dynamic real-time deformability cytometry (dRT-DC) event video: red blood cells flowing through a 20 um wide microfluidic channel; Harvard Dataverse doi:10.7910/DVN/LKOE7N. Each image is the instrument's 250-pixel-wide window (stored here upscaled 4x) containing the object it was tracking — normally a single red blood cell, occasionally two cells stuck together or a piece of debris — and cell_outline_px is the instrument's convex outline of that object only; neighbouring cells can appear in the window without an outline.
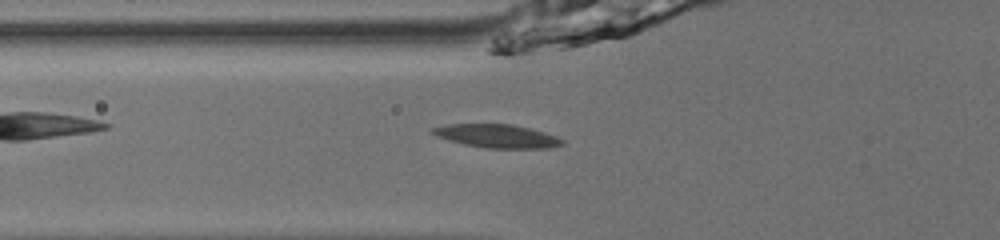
{"species": "common noctule bat (a hibernating species)", "species_latin": "Nyctalus noctula", "temperature_condition": "room temperature", "stored_images_in_passage": 34, "camera_frame_rate_fps": 3000, "um_per_image_px": 0.085, "animal": {"sex": "male", "body_mass_g": 13.0, "forearm_length_mm": 53.1}, "frame": {"image": 1, "passage_image": 2, "time_ms": 0.333, "image_size_px": [1000, 240], "cell_outline_px": [[564, 144], [552, 148], [488, 148], [464, 144], [448, 140], [436, 136], [428, 132], [432, 128], [448, 124], [512, 124], [544, 132], [556, 136], [564, 140]], "centroid_in_image_um": [42.24, 11.56], "position_along_channel_um": 83.6, "area_um2": 17.69}}
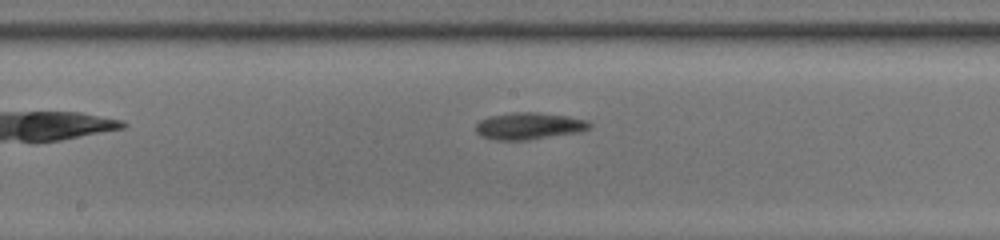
{"frame": {"image": 2, "passage_image": 11, "time_ms": 3.333, "image_size_px": [1000, 240], "cell_outline_px": [[592, 128], [580, 132], [528, 140], [496, 140], [480, 136], [476, 132], [476, 124], [480, 120], [488, 116], [512, 112], [536, 112], [568, 116], [588, 120], [592, 124]], "centroid_in_image_um": [44.98, 10.71], "position_along_channel_um": 203.2, "area_um2": 18.09}}
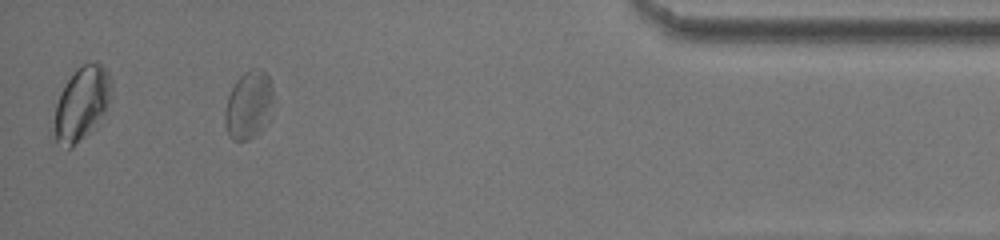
{"frame": {"image": 3, "passage_image": 30, "time_ms": 9.667, "image_size_px": [1000, 240], "cell_outline_px": [[272, 92], [264, 128], [248, 140], [232, 140], [228, 136], [224, 124], [224, 112], [228, 96], [236, 80], [244, 72], [252, 68], [260, 68], [268, 76], [272, 88]], "centroid_in_image_um": [21.07, 8.93], "position_along_channel_um": 414.1, "area_um2": 18.79}}